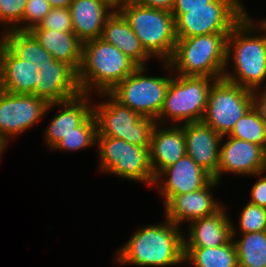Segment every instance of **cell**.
<instances>
[{
  "label": "cell",
  "mask_w": 266,
  "mask_h": 267,
  "mask_svg": "<svg viewBox=\"0 0 266 267\" xmlns=\"http://www.w3.org/2000/svg\"><path fill=\"white\" fill-rule=\"evenodd\" d=\"M213 0H175L171 13H186V9L210 7Z\"/></svg>",
  "instance_id": "obj_35"
},
{
  "label": "cell",
  "mask_w": 266,
  "mask_h": 267,
  "mask_svg": "<svg viewBox=\"0 0 266 267\" xmlns=\"http://www.w3.org/2000/svg\"><path fill=\"white\" fill-rule=\"evenodd\" d=\"M39 78L34 96L44 99L48 104L72 99L81 92L77 73L66 63L54 60L38 65Z\"/></svg>",
  "instance_id": "obj_15"
},
{
  "label": "cell",
  "mask_w": 266,
  "mask_h": 267,
  "mask_svg": "<svg viewBox=\"0 0 266 267\" xmlns=\"http://www.w3.org/2000/svg\"><path fill=\"white\" fill-rule=\"evenodd\" d=\"M228 35L207 34L177 38L171 59L164 62L165 69L182 76L222 79Z\"/></svg>",
  "instance_id": "obj_4"
},
{
  "label": "cell",
  "mask_w": 266,
  "mask_h": 267,
  "mask_svg": "<svg viewBox=\"0 0 266 267\" xmlns=\"http://www.w3.org/2000/svg\"><path fill=\"white\" fill-rule=\"evenodd\" d=\"M186 154L217 180L220 136L211 126L199 122L184 124Z\"/></svg>",
  "instance_id": "obj_17"
},
{
  "label": "cell",
  "mask_w": 266,
  "mask_h": 267,
  "mask_svg": "<svg viewBox=\"0 0 266 267\" xmlns=\"http://www.w3.org/2000/svg\"><path fill=\"white\" fill-rule=\"evenodd\" d=\"M146 66H138L108 92L121 105L144 117L157 120L170 84L169 76H147Z\"/></svg>",
  "instance_id": "obj_10"
},
{
  "label": "cell",
  "mask_w": 266,
  "mask_h": 267,
  "mask_svg": "<svg viewBox=\"0 0 266 267\" xmlns=\"http://www.w3.org/2000/svg\"><path fill=\"white\" fill-rule=\"evenodd\" d=\"M51 9L47 0H27L23 20L14 29L29 31L32 27L39 25Z\"/></svg>",
  "instance_id": "obj_31"
},
{
  "label": "cell",
  "mask_w": 266,
  "mask_h": 267,
  "mask_svg": "<svg viewBox=\"0 0 266 267\" xmlns=\"http://www.w3.org/2000/svg\"><path fill=\"white\" fill-rule=\"evenodd\" d=\"M97 144V124L92 113L75 132L64 136L52 149L60 151H79Z\"/></svg>",
  "instance_id": "obj_29"
},
{
  "label": "cell",
  "mask_w": 266,
  "mask_h": 267,
  "mask_svg": "<svg viewBox=\"0 0 266 267\" xmlns=\"http://www.w3.org/2000/svg\"><path fill=\"white\" fill-rule=\"evenodd\" d=\"M219 182L213 179L206 187L197 191L175 195L165 206L164 217L177 226L183 222L213 215L219 211L223 204L215 200L211 190L218 186Z\"/></svg>",
  "instance_id": "obj_16"
},
{
  "label": "cell",
  "mask_w": 266,
  "mask_h": 267,
  "mask_svg": "<svg viewBox=\"0 0 266 267\" xmlns=\"http://www.w3.org/2000/svg\"><path fill=\"white\" fill-rule=\"evenodd\" d=\"M0 37V41L21 60H29L37 66L55 60L29 31L7 30Z\"/></svg>",
  "instance_id": "obj_25"
},
{
  "label": "cell",
  "mask_w": 266,
  "mask_h": 267,
  "mask_svg": "<svg viewBox=\"0 0 266 267\" xmlns=\"http://www.w3.org/2000/svg\"><path fill=\"white\" fill-rule=\"evenodd\" d=\"M164 126L157 123L151 135L149 155L155 178L186 154L184 124Z\"/></svg>",
  "instance_id": "obj_18"
},
{
  "label": "cell",
  "mask_w": 266,
  "mask_h": 267,
  "mask_svg": "<svg viewBox=\"0 0 266 267\" xmlns=\"http://www.w3.org/2000/svg\"><path fill=\"white\" fill-rule=\"evenodd\" d=\"M165 176V178L163 177ZM213 176L185 154L172 166L165 168L156 178L154 185L159 187L164 206L178 194L197 191L206 187Z\"/></svg>",
  "instance_id": "obj_13"
},
{
  "label": "cell",
  "mask_w": 266,
  "mask_h": 267,
  "mask_svg": "<svg viewBox=\"0 0 266 267\" xmlns=\"http://www.w3.org/2000/svg\"><path fill=\"white\" fill-rule=\"evenodd\" d=\"M99 168L103 173L154 185L149 148L136 146L114 137L97 136Z\"/></svg>",
  "instance_id": "obj_8"
},
{
  "label": "cell",
  "mask_w": 266,
  "mask_h": 267,
  "mask_svg": "<svg viewBox=\"0 0 266 267\" xmlns=\"http://www.w3.org/2000/svg\"><path fill=\"white\" fill-rule=\"evenodd\" d=\"M91 96L80 93L72 99L56 103L59 112L53 116L50 124L44 130L45 141L50 149L64 136L75 132V128L79 127L93 113V104L90 103L89 98Z\"/></svg>",
  "instance_id": "obj_19"
},
{
  "label": "cell",
  "mask_w": 266,
  "mask_h": 267,
  "mask_svg": "<svg viewBox=\"0 0 266 267\" xmlns=\"http://www.w3.org/2000/svg\"><path fill=\"white\" fill-rule=\"evenodd\" d=\"M182 227L169 221L143 226L118 250L116 263L142 267H168L184 263Z\"/></svg>",
  "instance_id": "obj_2"
},
{
  "label": "cell",
  "mask_w": 266,
  "mask_h": 267,
  "mask_svg": "<svg viewBox=\"0 0 266 267\" xmlns=\"http://www.w3.org/2000/svg\"><path fill=\"white\" fill-rule=\"evenodd\" d=\"M137 67L132 59L103 39L86 41L82 43L81 65L77 72L80 92L108 93Z\"/></svg>",
  "instance_id": "obj_3"
},
{
  "label": "cell",
  "mask_w": 266,
  "mask_h": 267,
  "mask_svg": "<svg viewBox=\"0 0 266 267\" xmlns=\"http://www.w3.org/2000/svg\"><path fill=\"white\" fill-rule=\"evenodd\" d=\"M220 144L217 181L223 173L254 176L266 171V150L257 144L227 136Z\"/></svg>",
  "instance_id": "obj_14"
},
{
  "label": "cell",
  "mask_w": 266,
  "mask_h": 267,
  "mask_svg": "<svg viewBox=\"0 0 266 267\" xmlns=\"http://www.w3.org/2000/svg\"><path fill=\"white\" fill-rule=\"evenodd\" d=\"M56 103L48 104L33 94H14L0 89V143L6 149L10 138L32 128Z\"/></svg>",
  "instance_id": "obj_12"
},
{
  "label": "cell",
  "mask_w": 266,
  "mask_h": 267,
  "mask_svg": "<svg viewBox=\"0 0 266 267\" xmlns=\"http://www.w3.org/2000/svg\"><path fill=\"white\" fill-rule=\"evenodd\" d=\"M69 10L73 31L82 43L101 38L104 24L115 11L104 0H72Z\"/></svg>",
  "instance_id": "obj_22"
},
{
  "label": "cell",
  "mask_w": 266,
  "mask_h": 267,
  "mask_svg": "<svg viewBox=\"0 0 266 267\" xmlns=\"http://www.w3.org/2000/svg\"><path fill=\"white\" fill-rule=\"evenodd\" d=\"M5 150V148L2 146V144L0 143V156L2 155V152H5L4 151Z\"/></svg>",
  "instance_id": "obj_40"
},
{
  "label": "cell",
  "mask_w": 266,
  "mask_h": 267,
  "mask_svg": "<svg viewBox=\"0 0 266 267\" xmlns=\"http://www.w3.org/2000/svg\"><path fill=\"white\" fill-rule=\"evenodd\" d=\"M106 101L93 104L97 136L122 139L136 146L150 147L156 120L121 105L109 93H99ZM108 97V100H107Z\"/></svg>",
  "instance_id": "obj_7"
},
{
  "label": "cell",
  "mask_w": 266,
  "mask_h": 267,
  "mask_svg": "<svg viewBox=\"0 0 266 267\" xmlns=\"http://www.w3.org/2000/svg\"><path fill=\"white\" fill-rule=\"evenodd\" d=\"M255 22L247 13L228 35L223 75L226 81L251 91L259 89L266 80V26ZM229 61L234 72H227Z\"/></svg>",
  "instance_id": "obj_1"
},
{
  "label": "cell",
  "mask_w": 266,
  "mask_h": 267,
  "mask_svg": "<svg viewBox=\"0 0 266 267\" xmlns=\"http://www.w3.org/2000/svg\"><path fill=\"white\" fill-rule=\"evenodd\" d=\"M31 29H49L57 32L74 33L69 8H52L40 24Z\"/></svg>",
  "instance_id": "obj_32"
},
{
  "label": "cell",
  "mask_w": 266,
  "mask_h": 267,
  "mask_svg": "<svg viewBox=\"0 0 266 267\" xmlns=\"http://www.w3.org/2000/svg\"><path fill=\"white\" fill-rule=\"evenodd\" d=\"M215 81L216 79L209 77L177 74L171 77L164 104L156 122L166 125V122L171 121L173 125H182V123L202 121L209 91Z\"/></svg>",
  "instance_id": "obj_6"
},
{
  "label": "cell",
  "mask_w": 266,
  "mask_h": 267,
  "mask_svg": "<svg viewBox=\"0 0 266 267\" xmlns=\"http://www.w3.org/2000/svg\"><path fill=\"white\" fill-rule=\"evenodd\" d=\"M261 22L266 26V18H264L263 20H261Z\"/></svg>",
  "instance_id": "obj_41"
},
{
  "label": "cell",
  "mask_w": 266,
  "mask_h": 267,
  "mask_svg": "<svg viewBox=\"0 0 266 267\" xmlns=\"http://www.w3.org/2000/svg\"><path fill=\"white\" fill-rule=\"evenodd\" d=\"M227 136L260 145L266 150V123L253 107L236 122Z\"/></svg>",
  "instance_id": "obj_28"
},
{
  "label": "cell",
  "mask_w": 266,
  "mask_h": 267,
  "mask_svg": "<svg viewBox=\"0 0 266 267\" xmlns=\"http://www.w3.org/2000/svg\"><path fill=\"white\" fill-rule=\"evenodd\" d=\"M127 19L140 44L150 57L168 62L177 41L171 11L154 9L130 1L118 9Z\"/></svg>",
  "instance_id": "obj_5"
},
{
  "label": "cell",
  "mask_w": 266,
  "mask_h": 267,
  "mask_svg": "<svg viewBox=\"0 0 266 267\" xmlns=\"http://www.w3.org/2000/svg\"><path fill=\"white\" fill-rule=\"evenodd\" d=\"M52 8H69L72 0H47Z\"/></svg>",
  "instance_id": "obj_38"
},
{
  "label": "cell",
  "mask_w": 266,
  "mask_h": 267,
  "mask_svg": "<svg viewBox=\"0 0 266 267\" xmlns=\"http://www.w3.org/2000/svg\"><path fill=\"white\" fill-rule=\"evenodd\" d=\"M263 88V90L260 88L252 91V107L266 123V87Z\"/></svg>",
  "instance_id": "obj_36"
},
{
  "label": "cell",
  "mask_w": 266,
  "mask_h": 267,
  "mask_svg": "<svg viewBox=\"0 0 266 267\" xmlns=\"http://www.w3.org/2000/svg\"><path fill=\"white\" fill-rule=\"evenodd\" d=\"M29 32L55 60L66 63L78 72L81 65L82 42L75 33L49 29H30Z\"/></svg>",
  "instance_id": "obj_24"
},
{
  "label": "cell",
  "mask_w": 266,
  "mask_h": 267,
  "mask_svg": "<svg viewBox=\"0 0 266 267\" xmlns=\"http://www.w3.org/2000/svg\"><path fill=\"white\" fill-rule=\"evenodd\" d=\"M224 209L191 221L188 236L184 234V248H214L228 243L232 239V221Z\"/></svg>",
  "instance_id": "obj_21"
},
{
  "label": "cell",
  "mask_w": 266,
  "mask_h": 267,
  "mask_svg": "<svg viewBox=\"0 0 266 267\" xmlns=\"http://www.w3.org/2000/svg\"><path fill=\"white\" fill-rule=\"evenodd\" d=\"M239 231L232 222V237L236 233H252L266 231V208L247 203L240 212L239 219L237 220ZM234 225V226H233Z\"/></svg>",
  "instance_id": "obj_30"
},
{
  "label": "cell",
  "mask_w": 266,
  "mask_h": 267,
  "mask_svg": "<svg viewBox=\"0 0 266 267\" xmlns=\"http://www.w3.org/2000/svg\"><path fill=\"white\" fill-rule=\"evenodd\" d=\"M136 3L154 9L171 11L175 0H133Z\"/></svg>",
  "instance_id": "obj_37"
},
{
  "label": "cell",
  "mask_w": 266,
  "mask_h": 267,
  "mask_svg": "<svg viewBox=\"0 0 266 267\" xmlns=\"http://www.w3.org/2000/svg\"><path fill=\"white\" fill-rule=\"evenodd\" d=\"M38 66L16 57L0 41V89L14 94H32L39 78Z\"/></svg>",
  "instance_id": "obj_20"
},
{
  "label": "cell",
  "mask_w": 266,
  "mask_h": 267,
  "mask_svg": "<svg viewBox=\"0 0 266 267\" xmlns=\"http://www.w3.org/2000/svg\"><path fill=\"white\" fill-rule=\"evenodd\" d=\"M184 262H190L192 267H238L233 238L214 248H184Z\"/></svg>",
  "instance_id": "obj_26"
},
{
  "label": "cell",
  "mask_w": 266,
  "mask_h": 267,
  "mask_svg": "<svg viewBox=\"0 0 266 267\" xmlns=\"http://www.w3.org/2000/svg\"><path fill=\"white\" fill-rule=\"evenodd\" d=\"M239 234V240L232 237L238 267H266V231Z\"/></svg>",
  "instance_id": "obj_27"
},
{
  "label": "cell",
  "mask_w": 266,
  "mask_h": 267,
  "mask_svg": "<svg viewBox=\"0 0 266 267\" xmlns=\"http://www.w3.org/2000/svg\"><path fill=\"white\" fill-rule=\"evenodd\" d=\"M109 3L114 9H119L124 4L133 1V0H104Z\"/></svg>",
  "instance_id": "obj_39"
},
{
  "label": "cell",
  "mask_w": 266,
  "mask_h": 267,
  "mask_svg": "<svg viewBox=\"0 0 266 267\" xmlns=\"http://www.w3.org/2000/svg\"><path fill=\"white\" fill-rule=\"evenodd\" d=\"M266 171L255 175L259 179L253 184L250 192V200L248 201L251 204L258 205L260 207L266 208ZM265 176H264V174ZM263 175V176H261Z\"/></svg>",
  "instance_id": "obj_34"
},
{
  "label": "cell",
  "mask_w": 266,
  "mask_h": 267,
  "mask_svg": "<svg viewBox=\"0 0 266 267\" xmlns=\"http://www.w3.org/2000/svg\"><path fill=\"white\" fill-rule=\"evenodd\" d=\"M27 0H0V23L3 31L14 29L22 20Z\"/></svg>",
  "instance_id": "obj_33"
},
{
  "label": "cell",
  "mask_w": 266,
  "mask_h": 267,
  "mask_svg": "<svg viewBox=\"0 0 266 267\" xmlns=\"http://www.w3.org/2000/svg\"><path fill=\"white\" fill-rule=\"evenodd\" d=\"M101 39L117 47L138 66H147L146 62L151 58L142 48L139 38L118 9H115L104 24Z\"/></svg>",
  "instance_id": "obj_23"
},
{
  "label": "cell",
  "mask_w": 266,
  "mask_h": 267,
  "mask_svg": "<svg viewBox=\"0 0 266 267\" xmlns=\"http://www.w3.org/2000/svg\"><path fill=\"white\" fill-rule=\"evenodd\" d=\"M246 14V9L239 0H213L210 7L186 9V13H172L176 38L230 34Z\"/></svg>",
  "instance_id": "obj_9"
},
{
  "label": "cell",
  "mask_w": 266,
  "mask_h": 267,
  "mask_svg": "<svg viewBox=\"0 0 266 267\" xmlns=\"http://www.w3.org/2000/svg\"><path fill=\"white\" fill-rule=\"evenodd\" d=\"M251 108L252 91L222 78L210 88L202 122L225 137Z\"/></svg>",
  "instance_id": "obj_11"
}]
</instances>
